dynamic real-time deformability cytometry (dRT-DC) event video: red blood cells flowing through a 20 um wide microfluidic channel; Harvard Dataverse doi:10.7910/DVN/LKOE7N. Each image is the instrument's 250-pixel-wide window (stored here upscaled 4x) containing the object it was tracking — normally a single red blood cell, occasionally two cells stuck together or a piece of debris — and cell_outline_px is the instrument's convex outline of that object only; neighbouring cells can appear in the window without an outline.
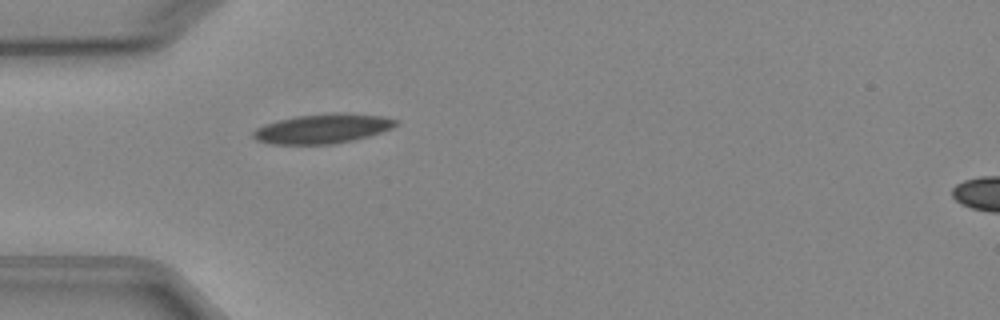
{"species": "Egyptian fruit bat (a non-hibernating species)", "species_latin": "Rousettus aegyptiacus", "temperature_condition": "cold", "stored_images_in_passage": 3, "camera_frame_rate_fps": 3000, "um_per_image_px": 0.085, "animal": {"sex": "female"}, "frame": {"image": 1, "passage_image": 3, "time_ms": 3.333, "image_size_px": [1000, 320], "cell_outline_px": [[400, 120], [392, 128], [368, 136], [352, 140], [332, 144], [272, 144], [256, 140], [252, 136], [252, 132], [256, 128], [264, 124], [296, 116], [332, 112], [344, 112], [384, 116]], "centroid_in_image_um": [27.43, 10.92], "position_along_channel_um": 57.6, "area_um2": 24.62}}